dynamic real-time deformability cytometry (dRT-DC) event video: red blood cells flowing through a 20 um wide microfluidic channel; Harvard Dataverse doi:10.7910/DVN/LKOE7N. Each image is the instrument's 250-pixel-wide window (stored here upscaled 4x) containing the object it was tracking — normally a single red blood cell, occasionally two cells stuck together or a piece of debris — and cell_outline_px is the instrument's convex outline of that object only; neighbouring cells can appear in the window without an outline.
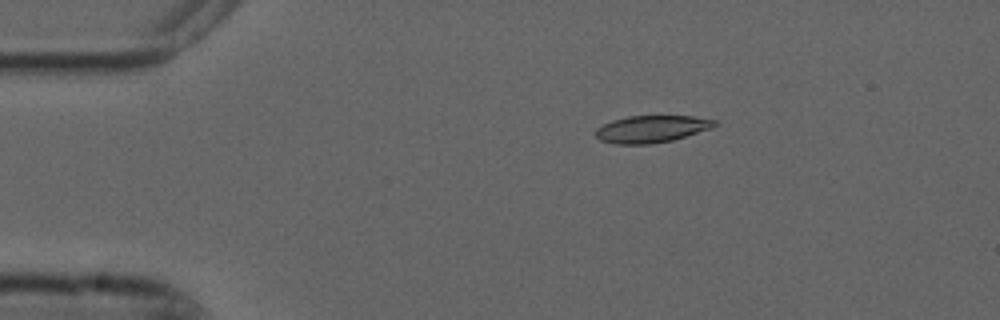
{"species": "common noctule bat (a hibernating species)", "species_latin": "Nyctalus noctula", "temperature_condition": "cold", "stored_images_in_passage": 7, "camera_frame_rate_fps": 3000, "um_per_image_px": 0.085, "animal": {"sex": "male", "forearm_length_mm": 52.5}, "frame": {"image": 1, "passage_image": 3, "time_ms": 0.667, "image_size_px": [1000, 320], "cell_outline_px": [[716, 124], [712, 128], [672, 140], [652, 144], [616, 144], [600, 140], [596, 136], [596, 128], [612, 120], [628, 116], [692, 116], [716, 120]], "centroid_in_image_um": [55.37, 10.96], "position_along_channel_um": 29.6, "area_um2": 18.67}}
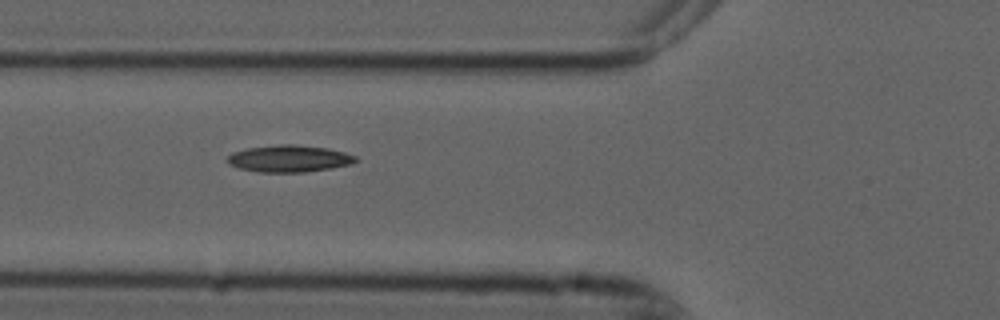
{"frame": {"image": 2, "passage_image": 6, "time_ms": 1.667, "image_size_px": [1000, 320], "cell_outline_px": [[360, 160], [352, 164], [332, 168], [304, 172], [260, 172], [240, 168], [228, 164], [224, 160], [232, 152], [248, 148], [280, 144], [292, 144], [328, 148], [344, 152], [356, 156]], "centroid_in_image_um": [24.59, 13.48], "position_along_channel_um": 101.2, "area_um2": 20.23}}
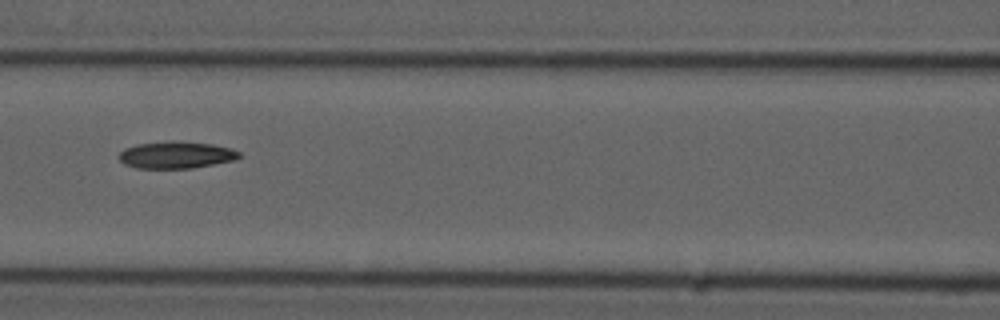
{"frame": {"image": 3, "passage_image": 7, "time_ms": 2.0, "image_size_px": [1000, 320], "cell_outline_px": [[240, 156], [232, 160], [192, 168], [136, 168], [124, 164], [120, 160], [120, 152], [124, 148], [136, 144], [172, 140], [212, 144], [232, 148], [240, 152]], "centroid_in_image_um": [14.94, 13.16], "position_along_channel_um": 151.7, "area_um2": 18.84}}